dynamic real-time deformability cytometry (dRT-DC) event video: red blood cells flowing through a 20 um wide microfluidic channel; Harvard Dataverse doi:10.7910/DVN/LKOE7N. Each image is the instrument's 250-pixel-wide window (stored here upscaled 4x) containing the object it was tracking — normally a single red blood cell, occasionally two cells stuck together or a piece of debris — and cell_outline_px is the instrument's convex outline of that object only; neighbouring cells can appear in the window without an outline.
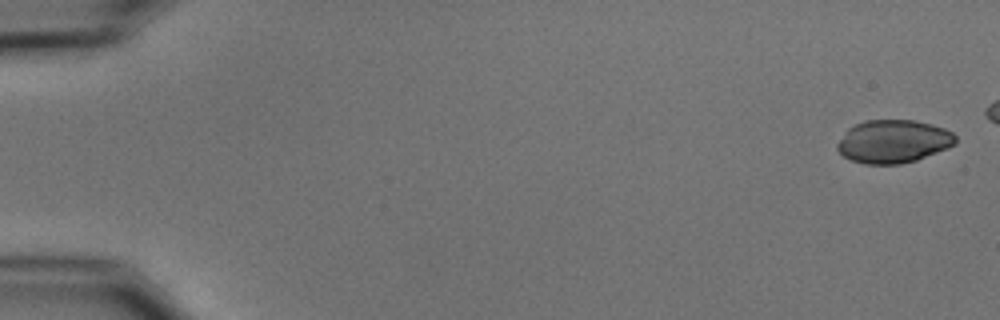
{"species": "common noctule bat (a hibernating species)", "species_latin": "Nyctalus noctula", "temperature_condition": "cold", "stored_images_in_passage": 6, "camera_frame_rate_fps": 3000, "um_per_image_px": 0.085, "animal": {"sex": "male", "body_mass_g": 15.6}, "frame": {"image": 1, "passage_image": 1, "time_ms": 0.0, "image_size_px": [1000, 320], "cell_outline_px": [[956, 144], [948, 148], [916, 160], [900, 164], [864, 164], [852, 160], [844, 156], [836, 148], [836, 144], [844, 132], [848, 128], [864, 120], [912, 120], [932, 124], [944, 128], [952, 132], [956, 136]], "centroid_in_image_um": [75.93, 12.02], "position_along_channel_um": 9.1, "area_um2": 29.77}}